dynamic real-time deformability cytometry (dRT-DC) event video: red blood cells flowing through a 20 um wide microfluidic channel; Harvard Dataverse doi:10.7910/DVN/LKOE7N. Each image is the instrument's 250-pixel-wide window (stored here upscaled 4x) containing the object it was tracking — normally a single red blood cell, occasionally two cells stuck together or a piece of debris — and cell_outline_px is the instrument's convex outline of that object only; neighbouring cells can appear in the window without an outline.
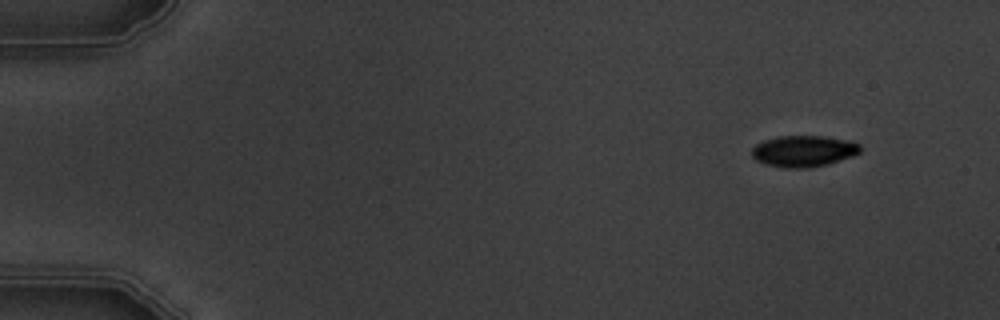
{"species": "common noctule bat (a hibernating species)", "species_latin": "Nyctalus noctula", "temperature_condition": "warm", "stored_images_in_passage": 5, "camera_frame_rate_fps": 3000, "um_per_image_px": 0.085, "animal": {"sex": "male", "body_mass_g": 19.5, "forearm_length_mm": 54.6}, "frame": {"image": 1, "passage_image": 1, "time_ms": 0.0, "image_size_px": [1000, 320], "cell_outline_px": [[864, 148], [860, 152], [852, 156], [828, 164], [808, 168], [784, 168], [764, 164], [756, 160], [752, 156], [752, 148], [756, 144], [764, 140], [776, 136], [824, 136], [852, 140], [860, 144]], "centroid_in_image_um": [68.33, 12.84], "position_along_channel_um": 16.7, "area_um2": 20.11}}
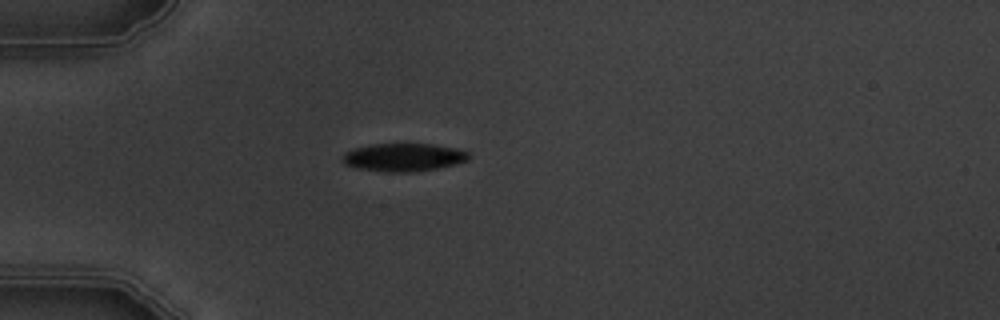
{"frame": {"image": 2, "passage_image": 4, "time_ms": 3.667, "image_size_px": [1000, 320], "cell_outline_px": [[472, 156], [468, 160], [456, 164], [416, 172], [384, 172], [356, 168], [344, 164], [344, 152], [352, 148], [372, 144], [432, 144], [456, 148], [468, 152]], "centroid_in_image_um": [34.31, 13.37], "position_along_channel_um": 50.7, "area_um2": 20.75}}